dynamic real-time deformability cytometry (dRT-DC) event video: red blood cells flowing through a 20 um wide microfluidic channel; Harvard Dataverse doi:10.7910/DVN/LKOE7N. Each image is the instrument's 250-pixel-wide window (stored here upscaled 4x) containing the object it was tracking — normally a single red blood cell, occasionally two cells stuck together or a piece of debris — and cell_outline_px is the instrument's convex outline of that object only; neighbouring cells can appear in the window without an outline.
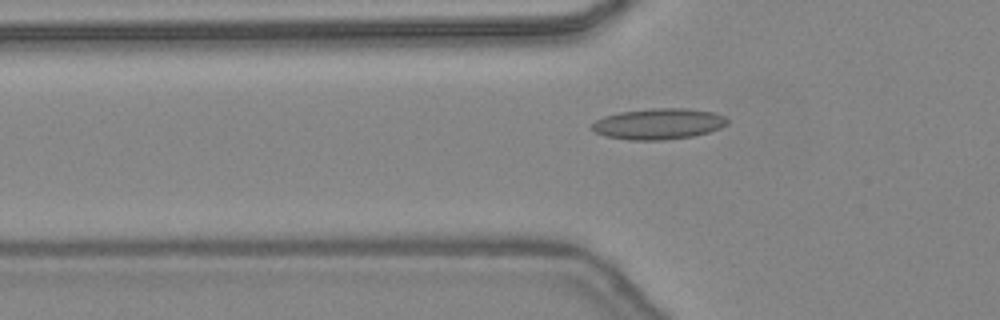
{"species": "common noctule bat (a hibernating species)", "species_latin": "Nyctalus noctula", "temperature_condition": "warm", "stored_images_in_passage": 43, "camera_frame_rate_fps": 3000, "um_per_image_px": 0.085, "animal": {"sex": "female", "body_mass_g": 24.6, "forearm_length_mm": 56.2}, "frame": {"image": 1, "passage_image": 17, "time_ms": 5.333, "image_size_px": [1000, 320], "cell_outline_px": [[728, 124], [720, 128], [708, 132], [692, 136], [664, 140], [628, 140], [604, 136], [592, 132], [588, 128], [596, 120], [604, 116], [620, 112], [652, 108], [688, 108], [712, 112], [724, 116], [728, 120]], "centroid_in_image_um": [55.92, 10.53], "position_along_channel_um": 69.9, "area_um2": 24.62}}
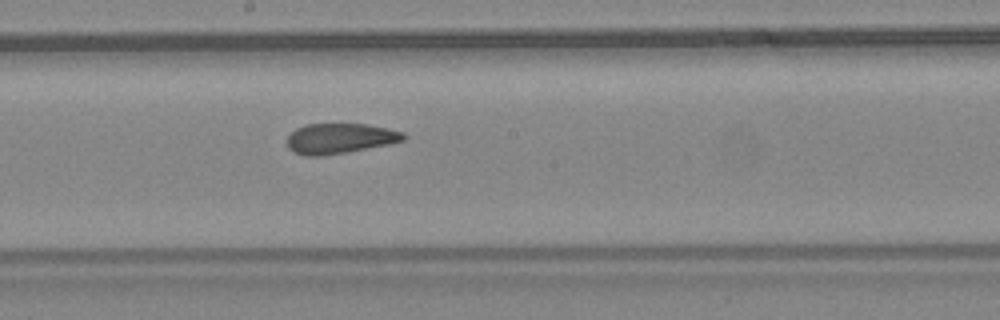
{"frame": {"image": 2, "passage_image": 27, "time_ms": 8.667, "image_size_px": [1000, 320], "cell_outline_px": [[408, 136], [404, 140], [388, 144], [348, 152], [320, 156], [304, 156], [292, 152], [288, 148], [288, 136], [296, 128], [304, 124], [364, 124], [404, 132]], "centroid_in_image_um": [28.86, 11.78], "position_along_channel_um": 219.3, "area_um2": 20.52}}
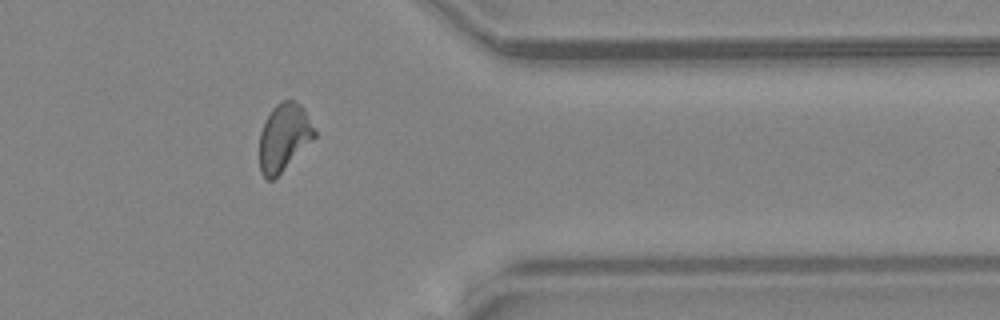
{"frame": {"image": 3, "passage_image": 39, "time_ms": 12.667, "image_size_px": [1000, 320], "cell_outline_px": [[316, 136], [272, 180], [268, 180], [260, 172], [260, 132], [272, 108], [276, 104], [284, 100], [292, 100], [300, 104], [304, 108], [316, 132]], "centroid_in_image_um": [24.13, 11.64], "position_along_channel_um": 387.3, "area_um2": 21.1}, "authors_computed_cell_mechanics": {"area_um2": 21.5016, "velocity_mm_per_s": 4.4847, "shape_relaxation_time_tau1_ms": 9.8724, "shape_relaxation_time_tau2_ms": 1.648, "deformation_change_tau1": 0.2355, "deformation_change_tau2": 0.0738}}